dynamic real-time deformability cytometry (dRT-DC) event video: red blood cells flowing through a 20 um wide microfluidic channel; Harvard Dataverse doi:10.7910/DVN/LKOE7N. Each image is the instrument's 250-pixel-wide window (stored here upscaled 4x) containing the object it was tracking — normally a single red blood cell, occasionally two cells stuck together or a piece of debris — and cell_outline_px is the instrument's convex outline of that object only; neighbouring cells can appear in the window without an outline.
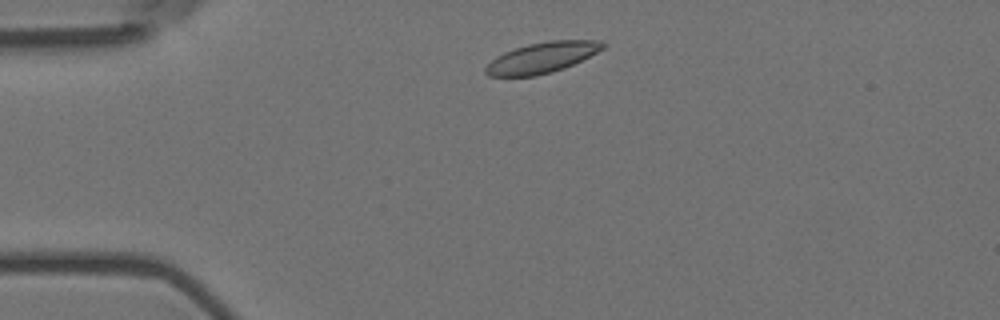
{"species": "Egyptian fruit bat (a non-hibernating species)", "species_latin": "Rousettus aegyptiacus", "temperature_condition": "room temperature", "stored_images_in_passage": 46, "camera_frame_rate_fps": 3000, "um_per_image_px": 0.085, "animal": {"sex": "female"}, "frame": {"image": 1, "passage_image": 4, "time_ms": 1.0, "image_size_px": [1000, 320], "cell_outline_px": [[604, 48], [564, 68], [552, 72], [536, 76], [488, 76], [484, 72], [484, 68], [496, 56], [504, 52], [528, 44], [548, 40], [600, 40], [604, 44]], "centroid_in_image_um": [46.03, 4.9], "position_along_channel_um": 39.0, "area_um2": 20.75}}
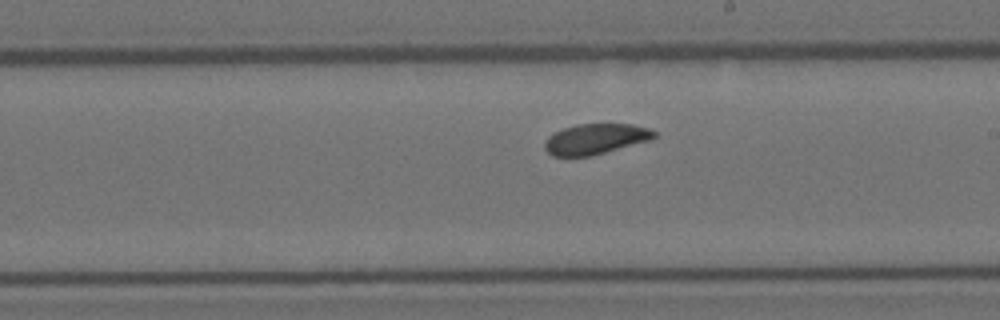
{"frame": {"image": 2, "passage_image": 23, "time_ms": 7.333, "image_size_px": [1000, 320], "cell_outline_px": [[656, 136], [652, 140], [588, 156], [552, 156], [544, 148], [544, 144], [548, 136], [564, 128], [576, 124], [632, 124], [648, 128], [656, 132]], "centroid_in_image_um": [50.63, 11.81], "position_along_channel_um": 238.4, "area_um2": 19.31}}
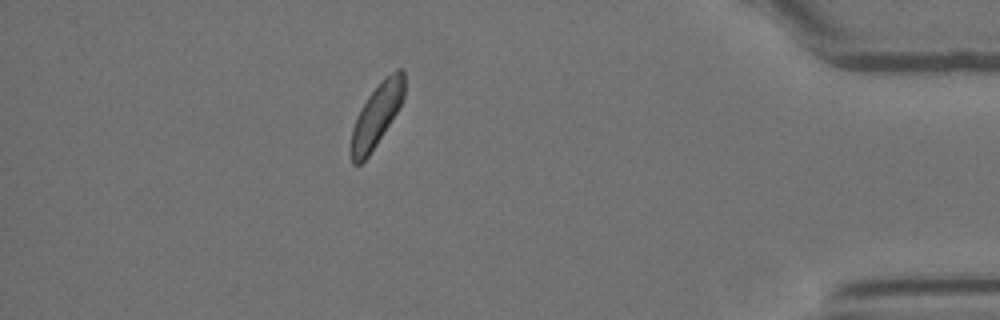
{"frame": {"image": 3, "passage_image": 40, "time_ms": 13.0, "image_size_px": [1000, 320], "cell_outline_px": [[404, 96], [396, 112], [376, 144], [368, 156], [360, 164], [352, 164], [348, 152], [348, 148], [352, 128], [356, 116], [360, 108], [368, 96], [380, 80], [384, 76], [396, 68], [404, 68]], "centroid_in_image_um": [31.96, 9.78], "position_along_channel_um": 403.2, "area_um2": 19.77}, "authors_computed_cell_mechanics": {"area_um2": 20.0566, "velocity_mm_per_s": 3.6754, "shape_relaxation_time_tau1_ms": 2.5588, "shape_relaxation_time_tau2_ms": null, "deformation_change_tau1": 0.0723, "deformation_change_tau2": null}}